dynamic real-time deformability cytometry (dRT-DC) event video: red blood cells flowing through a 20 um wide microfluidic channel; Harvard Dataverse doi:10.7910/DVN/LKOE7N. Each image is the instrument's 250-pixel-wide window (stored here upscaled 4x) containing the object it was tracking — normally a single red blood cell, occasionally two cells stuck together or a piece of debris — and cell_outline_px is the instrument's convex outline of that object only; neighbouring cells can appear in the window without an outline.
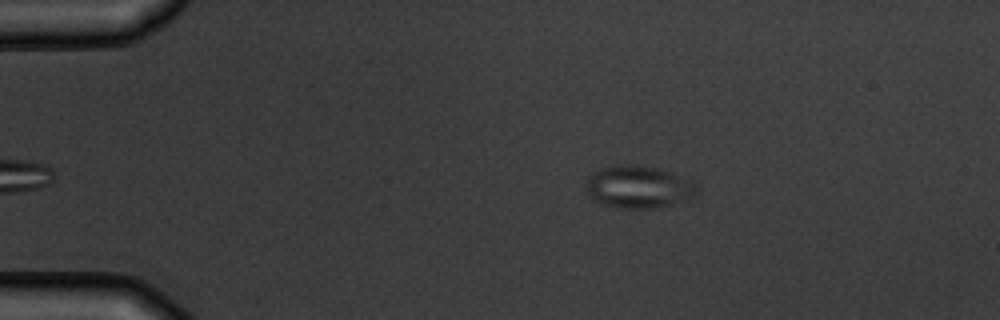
{"species": "common noctule bat (a hibernating species)", "species_latin": "Nyctalus noctula", "temperature_condition": "warm", "stored_images_in_passage": 3, "segment_of_instrument_passage": [1, 2], "camera_frame_rate_fps": 3000, "um_per_image_px": 0.085, "animal": {"sex": "male", "body_mass_g": 19.5, "forearm_length_mm": 54.6}, "frame": {"image": 1, "passage_image": 1, "time_ms": 0.0, "image_size_px": [1000, 320], "cell_outline_px": [[696, 196], [668, 204], [652, 208], [616, 208], [604, 204], [596, 200], [584, 188], [588, 176], [592, 172], [600, 168], [628, 164], [656, 168], [692, 180], [696, 184]], "centroid_in_image_um": [54.23, 15.88], "position_along_channel_um": 30.8, "area_um2": 26.93}}